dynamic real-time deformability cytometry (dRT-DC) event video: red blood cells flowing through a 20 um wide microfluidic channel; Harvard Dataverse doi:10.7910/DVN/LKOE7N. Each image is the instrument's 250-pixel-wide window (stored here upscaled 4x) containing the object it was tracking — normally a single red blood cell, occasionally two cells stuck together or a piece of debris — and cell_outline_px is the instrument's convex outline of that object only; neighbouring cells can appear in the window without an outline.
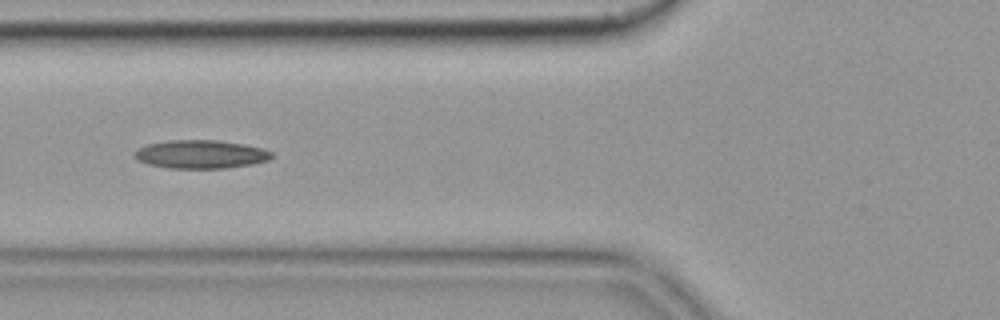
{"species": "common noctule bat (a hibernating species)", "species_latin": "Nyctalus noctula", "temperature_condition": "cold", "stored_images_in_passage": 11, "camera_frame_rate_fps": 3000, "um_per_image_px": 0.085, "animal": {"sex": "female", "body_mass_g": 19.9}, "frame": {"image": 1, "passage_image": 4, "time_ms": 1.0, "image_size_px": [1000, 320], "cell_outline_px": [[272, 156], [268, 160], [252, 164], [224, 168], [168, 168], [148, 164], [136, 160], [136, 152], [140, 148], [148, 144], [168, 140], [216, 140], [244, 144], [260, 148], [272, 152]], "centroid_in_image_um": [17.06, 13.11], "position_along_channel_um": 108.7, "area_um2": 22.43}}